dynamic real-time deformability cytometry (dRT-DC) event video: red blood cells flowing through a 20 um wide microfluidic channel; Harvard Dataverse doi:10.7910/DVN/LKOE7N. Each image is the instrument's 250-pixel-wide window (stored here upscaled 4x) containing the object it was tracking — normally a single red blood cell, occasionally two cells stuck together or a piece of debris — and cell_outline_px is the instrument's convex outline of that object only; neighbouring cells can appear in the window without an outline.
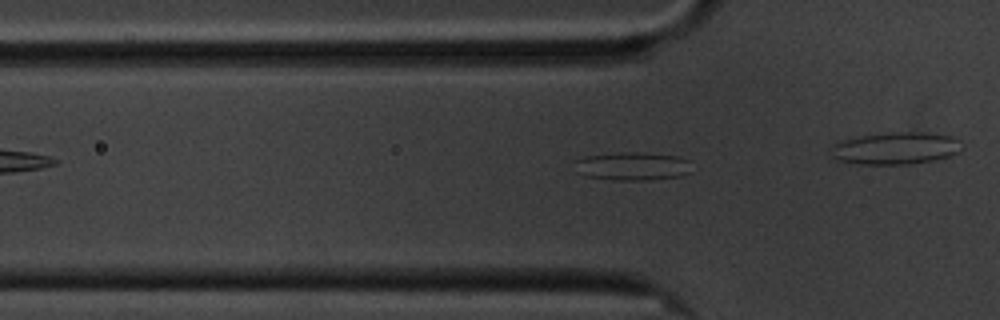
{"species": "common noctule bat (a hibernating species)", "species_latin": "Nyctalus noctula", "temperature_condition": "cold", "stored_images_in_passage": 30, "segment_of_instrument_passage": [1, 2], "camera_frame_rate_fps": 3000, "um_per_image_px": 0.085, "animal": {"sex": "male", "body_mass_g": 20.1, "forearm_length_mm": 53.5}, "frame": {"image": 1, "passage_image": 3, "time_ms": 0.667, "image_size_px": [1000, 320], "cell_outline_px": [[688, 172], [680, 176], [652, 180], [612, 180], [584, 176], [576, 172], [572, 160], [588, 156], [620, 152], [636, 152], [676, 156], [688, 160]], "centroid_in_image_um": [53.65, 14.14], "position_along_channel_um": 72.1, "area_um2": 19.31}}
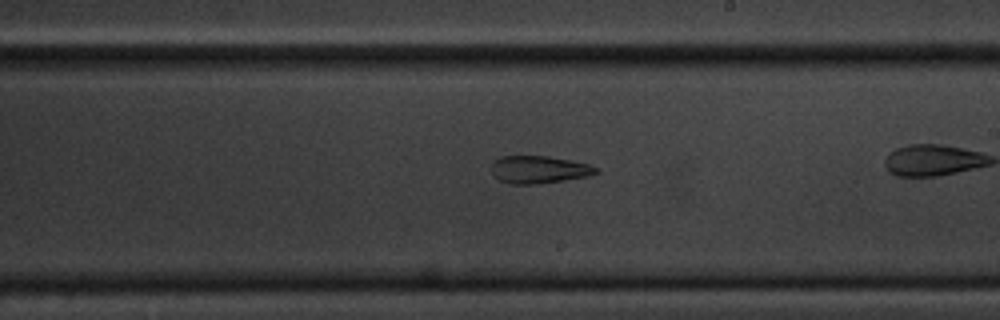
{"frame": {"image": 2, "passage_image": 18, "time_ms": 5.667, "image_size_px": [1000, 320], "cell_outline_px": [[600, 172], [588, 176], [564, 180], [536, 184], [512, 184], [500, 180], [492, 172], [492, 164], [500, 156], [548, 156], [592, 164]], "centroid_in_image_um": [45.85, 14.41], "position_along_channel_um": 243.2, "area_um2": 16.7}}
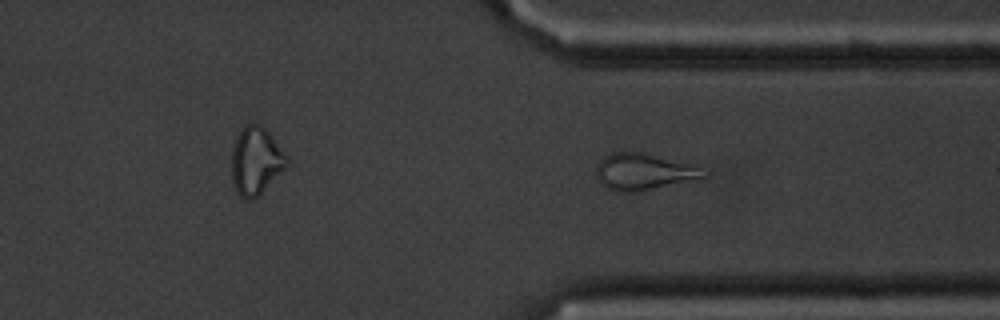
{"frame": {"image": 3, "passage_image": 28, "time_ms": 9.0, "image_size_px": [1000, 320], "cell_outline_px": [[708, 176], [628, 192], [616, 192], [608, 188], [596, 176], [596, 164], [604, 156], [612, 152], [640, 152], [692, 164], [708, 172]], "centroid_in_image_um": [54.66, 14.56], "position_along_channel_um": 356.7, "area_um2": 22.08}}